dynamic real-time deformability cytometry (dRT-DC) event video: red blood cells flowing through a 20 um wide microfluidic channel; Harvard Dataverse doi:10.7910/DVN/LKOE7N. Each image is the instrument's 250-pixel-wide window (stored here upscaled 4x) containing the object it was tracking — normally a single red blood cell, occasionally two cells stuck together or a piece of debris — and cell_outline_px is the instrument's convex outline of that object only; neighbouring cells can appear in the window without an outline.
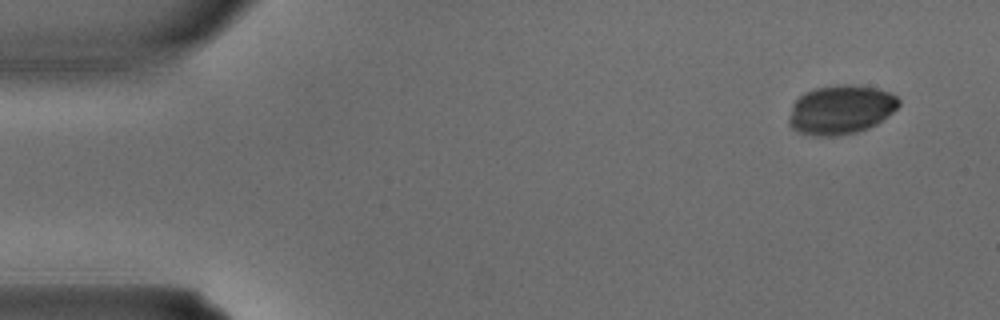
{"species": "common noctule bat (a hibernating species)", "species_latin": "Nyctalus noctula", "temperature_condition": "warm", "stored_images_in_passage": 4, "segment_of_instrument_passage": [1, 2], "camera_frame_rate_fps": 3000, "um_per_image_px": 0.085, "animal": {"sex": "male", "body_mass_g": 15.6}, "frame": {"image": 1, "passage_image": 1, "time_ms": 0.0, "image_size_px": [1000, 320], "cell_outline_px": [[900, 104], [892, 112], [876, 124], [868, 128], [856, 132], [836, 136], [816, 136], [796, 132], [788, 124], [788, 120], [792, 104], [804, 92], [816, 88], [836, 84], [852, 84], [876, 88], [888, 92], [896, 96], [900, 100]], "centroid_in_image_um": [71.43, 9.32], "position_along_channel_um": 13.6, "area_um2": 31.56}}
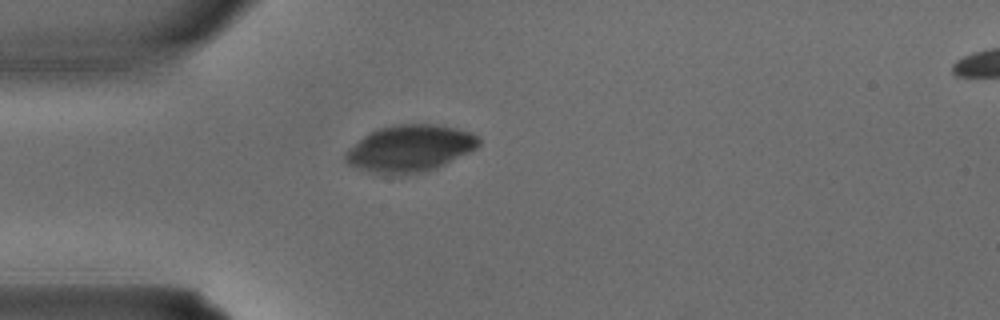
{"frame": {"image": 2, "passage_image": 3, "time_ms": 0.667, "image_size_px": [1000, 320], "cell_outline_px": [[480, 144], [476, 148], [436, 168], [424, 172], [404, 176], [384, 176], [368, 172], [348, 164], [344, 160], [344, 152], [348, 148], [364, 136], [376, 128], [396, 124], [432, 124], [456, 128], [472, 132], [480, 140]], "centroid_in_image_um": [34.78, 12.64], "position_along_channel_um": 50.2, "area_um2": 36.88}}